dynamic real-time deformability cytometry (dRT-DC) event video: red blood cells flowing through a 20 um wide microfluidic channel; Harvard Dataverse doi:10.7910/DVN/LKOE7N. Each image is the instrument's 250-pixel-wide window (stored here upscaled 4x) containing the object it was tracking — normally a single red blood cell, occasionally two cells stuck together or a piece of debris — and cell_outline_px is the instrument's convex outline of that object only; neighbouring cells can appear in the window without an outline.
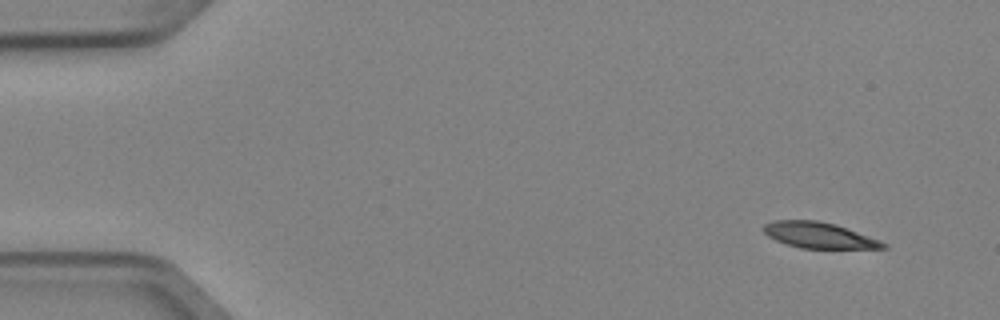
{"species": "Egyptian fruit bat (a non-hibernating species)", "species_latin": "Rousettus aegyptiacus", "temperature_condition": "cold", "stored_images_in_passage": 4, "camera_frame_rate_fps": 3000, "um_per_image_px": 0.085, "animal": {"sex": "female"}, "frame": {"image": 1, "passage_image": 1, "time_ms": 0.0, "image_size_px": [1000, 320], "cell_outline_px": [[888, 248], [800, 248], [776, 240], [768, 236], [764, 232], [764, 224], [772, 220], [816, 220], [836, 224], [880, 240], [888, 244]], "centroid_in_image_um": [69.62, 19.99], "position_along_channel_um": 15.4, "area_um2": 17.92}}
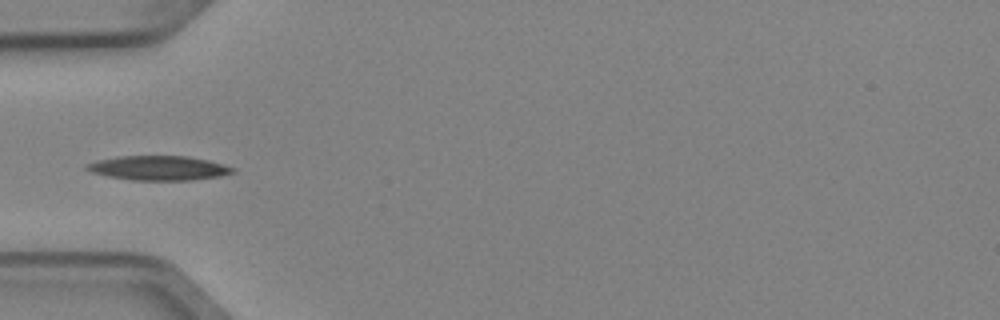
{"frame": {"image": 2, "passage_image": 4, "time_ms": 1.0, "image_size_px": [1000, 320], "cell_outline_px": [[236, 172], [220, 176], [192, 180], [132, 180], [108, 176], [92, 172], [84, 168], [84, 164], [96, 160], [116, 156], [188, 156], [208, 160], [224, 164], [236, 168]], "centroid_in_image_um": [13.49, 14.27], "position_along_channel_um": 71.5, "area_um2": 20.98}}